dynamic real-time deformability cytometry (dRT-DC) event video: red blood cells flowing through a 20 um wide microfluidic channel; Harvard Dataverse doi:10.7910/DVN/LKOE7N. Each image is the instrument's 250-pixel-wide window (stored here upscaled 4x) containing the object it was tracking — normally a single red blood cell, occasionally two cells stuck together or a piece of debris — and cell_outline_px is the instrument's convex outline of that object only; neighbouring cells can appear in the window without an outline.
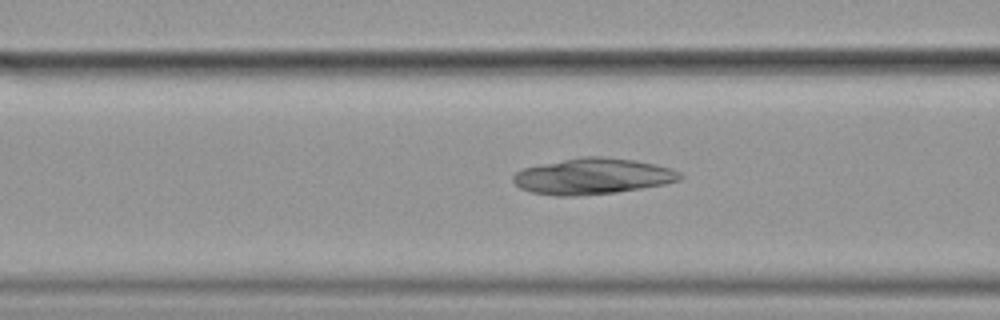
{"species": "common noctule bat (a hibernating species)", "species_latin": "Nyctalus noctula", "temperature_condition": "cold", "stored_images_in_passage": 55, "camera_frame_rate_fps": 3000, "um_per_image_px": 0.085, "animal": {"sex": "female", "body_mass_g": 19.9}, "frame": {"image": 1, "passage_image": 21, "time_ms": 6.667, "image_size_px": [1000, 320], "cell_outline_px": [[684, 176], [680, 180], [664, 184], [616, 192], [576, 196], [556, 196], [532, 192], [520, 188], [512, 180], [512, 176], [516, 172], [524, 168], [540, 164], [580, 156], [604, 156], [636, 160], [656, 164], [672, 168], [680, 172]], "centroid_in_image_um": [50.39, 14.97], "position_along_channel_um": 116.2, "area_um2": 35.2}}
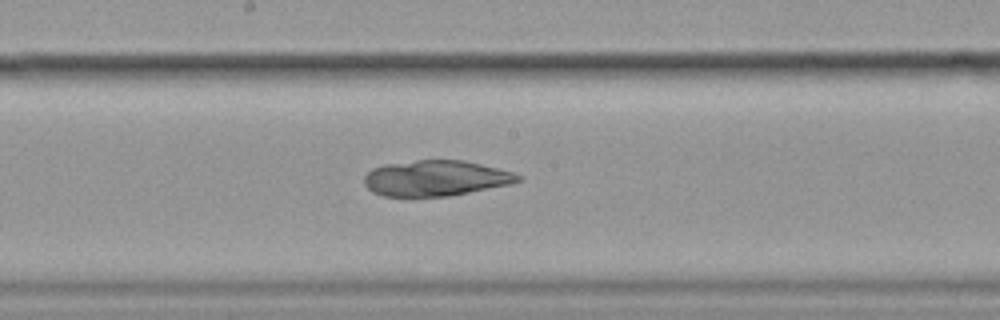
{"frame": {"image": 2, "passage_image": 29, "time_ms": 9.333, "image_size_px": [1000, 320], "cell_outline_px": [[520, 180], [508, 184], [448, 196], [384, 196], [372, 192], [364, 184], [364, 176], [372, 168], [384, 164], [416, 160], [464, 160], [512, 172], [520, 176]], "centroid_in_image_um": [36.96, 15.14], "position_along_channel_um": 211.2, "area_um2": 31.56}}
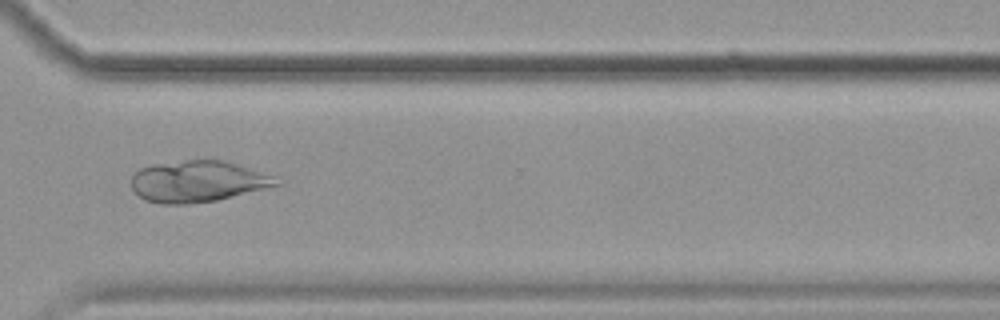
{"frame": {"image": 3, "passage_image": 41, "time_ms": 13.333, "image_size_px": [1000, 320], "cell_outline_px": [[284, 184], [216, 200], [188, 204], [160, 204], [144, 200], [132, 188], [132, 176], [140, 168], [152, 164], [184, 160], [224, 160], [284, 180]], "centroid_in_image_um": [16.81, 15.42], "position_along_channel_um": 353.8, "area_um2": 34.91}}